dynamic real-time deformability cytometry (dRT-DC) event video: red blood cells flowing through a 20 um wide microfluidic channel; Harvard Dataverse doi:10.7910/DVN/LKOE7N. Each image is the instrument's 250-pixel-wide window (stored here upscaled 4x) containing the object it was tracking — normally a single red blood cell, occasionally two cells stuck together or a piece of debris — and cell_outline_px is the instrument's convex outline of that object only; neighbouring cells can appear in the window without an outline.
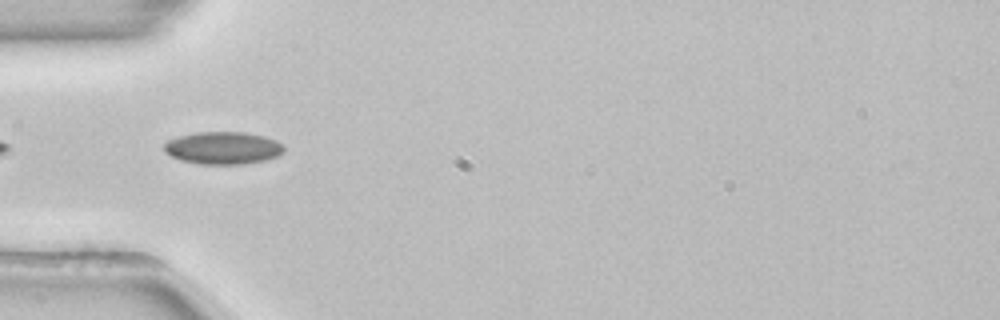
{"species": "common noctule bat (a hibernating species)", "species_latin": "Nyctalus noctula", "temperature_condition": "room temperature", "stored_images_in_passage": 6, "camera_frame_rate_fps": 3000, "um_per_image_px": 0.085, "animal": {"sex": "female", "body_mass_g": 22.7, "forearm_length_mm": 54.2}, "frame": {"image": 1, "passage_image": 1, "time_ms": 0.0, "image_size_px": [1000, 320], "cell_outline_px": [[284, 152], [268, 160], [244, 164], [200, 164], [180, 160], [164, 152], [164, 144], [168, 140], [180, 136], [196, 132], [244, 132], [264, 136], [276, 140], [284, 148]], "centroid_in_image_um": [18.96, 12.58], "position_along_channel_um": 66.0, "area_um2": 22.72}}